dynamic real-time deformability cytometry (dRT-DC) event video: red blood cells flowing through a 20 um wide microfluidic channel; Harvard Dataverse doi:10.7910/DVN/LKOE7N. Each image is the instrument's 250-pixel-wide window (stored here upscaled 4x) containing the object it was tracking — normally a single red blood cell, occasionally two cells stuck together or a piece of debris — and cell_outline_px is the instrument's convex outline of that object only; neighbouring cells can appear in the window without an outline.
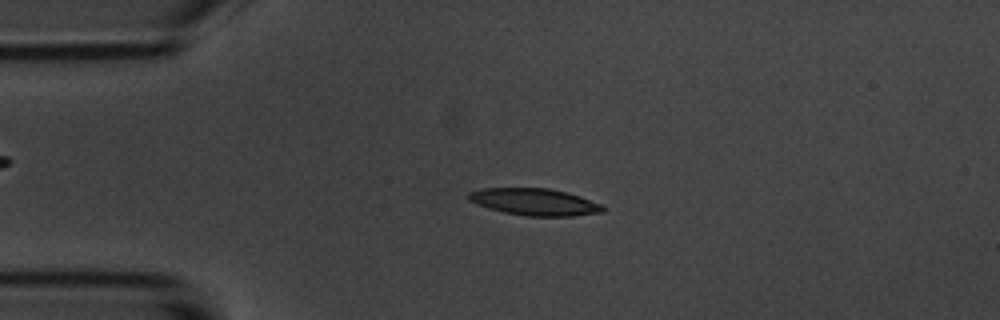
{"species": "common noctule bat (a hibernating species)", "species_latin": "Nyctalus noctula", "temperature_condition": "room temperature", "stored_images_in_passage": 5, "camera_frame_rate_fps": 3000, "um_per_image_px": 0.085, "animal": {"sex": "male", "body_mass_g": 20.1, "forearm_length_mm": 53.5}, "frame": {"image": 1, "passage_image": 4, "time_ms": 3.333, "image_size_px": [1000, 320], "cell_outline_px": [[604, 212], [572, 216], [524, 216], [504, 212], [488, 208], [476, 204], [468, 200], [468, 192], [480, 188], [548, 188], [568, 192], [604, 204]], "centroid_in_image_um": [45.45, 17.16], "position_along_channel_um": 39.5, "area_um2": 21.33}}